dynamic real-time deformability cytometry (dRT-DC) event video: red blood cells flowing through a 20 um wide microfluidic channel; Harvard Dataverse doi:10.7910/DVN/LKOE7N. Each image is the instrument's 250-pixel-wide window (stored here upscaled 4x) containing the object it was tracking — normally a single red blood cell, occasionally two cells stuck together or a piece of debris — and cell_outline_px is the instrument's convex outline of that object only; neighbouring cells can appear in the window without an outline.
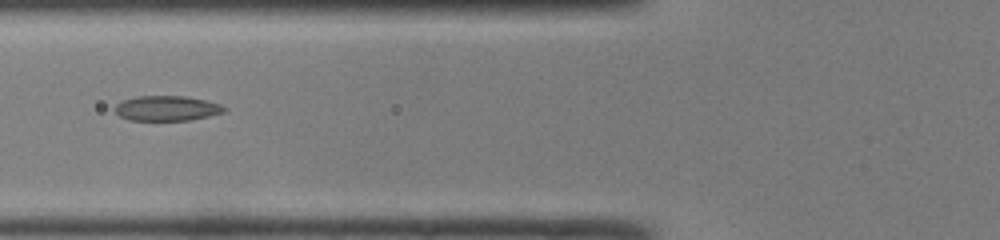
{"species": "common noctule bat (a hibernating species)", "species_latin": "Nyctalus noctula", "temperature_condition": "room temperature", "stored_images_in_passage": 34, "camera_frame_rate_fps": 3000, "um_per_image_px": 0.085, "animal": {"sex": "male", "body_mass_g": 19.0, "forearm_length_mm": 50.8}, "frame": {"image": 1, "passage_image": 5, "time_ms": 1.333, "image_size_px": [1000, 240], "cell_outline_px": [[228, 108], [224, 112], [208, 116], [188, 120], [128, 120], [120, 116], [112, 108], [116, 104], [124, 100], [136, 96], [188, 96], [220, 104]], "centroid_in_image_um": [14.16, 9.2], "position_along_channel_um": 111.6, "area_um2": 15.95}}
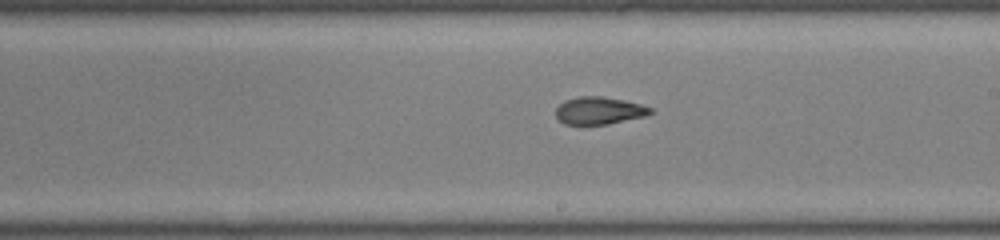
{"frame": {"image": 2, "passage_image": 14, "time_ms": 4.333, "image_size_px": [1000, 240], "cell_outline_px": [[652, 112], [644, 116], [608, 124], [564, 124], [556, 116], [556, 108], [564, 100], [580, 96], [600, 96], [624, 100], [640, 104], [652, 108]], "centroid_in_image_um": [50.91, 9.39], "position_along_channel_um": 238.1, "area_um2": 14.97}}
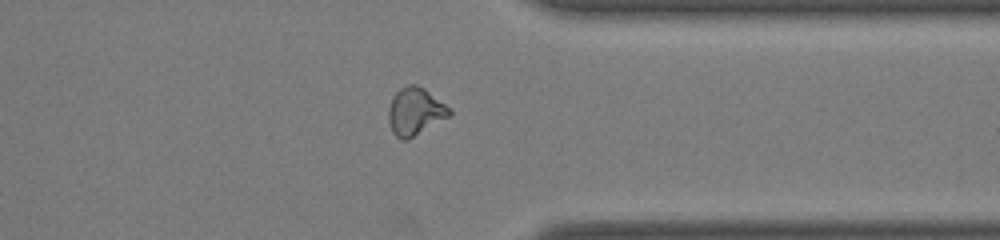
{"frame": {"image": 3, "passage_image": 24, "time_ms": 7.667, "image_size_px": [1000, 240], "cell_outline_px": [[452, 112], [448, 116], [408, 140], [400, 140], [392, 132], [388, 120], [388, 108], [392, 96], [400, 88], [408, 84], [416, 84], [424, 88], [452, 108]], "centroid_in_image_um": [35.27, 9.46], "position_along_channel_um": 376.1, "area_um2": 16.99}, "authors_computed_cell_mechanics": {"area_um2": 16.0395, "velocity_mm_per_s": 4.2277, "shape_relaxation_time_tau1_ms": 4.1294, "shape_relaxation_time_tau2_ms": 1.6995, "deformation_change_tau1": 0.1308, "deformation_change_tau2": 0.0828}}